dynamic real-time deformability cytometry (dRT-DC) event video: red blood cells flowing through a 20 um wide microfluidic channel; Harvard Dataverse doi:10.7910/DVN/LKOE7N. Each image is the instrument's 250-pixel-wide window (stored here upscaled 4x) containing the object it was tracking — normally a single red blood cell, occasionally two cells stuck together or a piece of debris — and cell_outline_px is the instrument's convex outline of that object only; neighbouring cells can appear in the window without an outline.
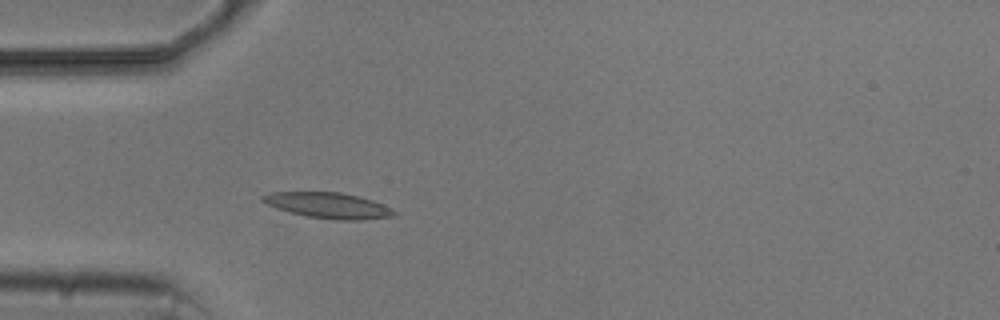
{"species": "common noctule bat (a hibernating species)", "species_latin": "Nyctalus noctula", "temperature_condition": "cold", "stored_images_in_passage": 4, "camera_frame_rate_fps": 3000, "um_per_image_px": 0.085, "animal": {"sex": "male", "body_mass_g": 20.5, "forearm_length_mm": 52.5}, "frame": {"image": 1, "passage_image": 4, "time_ms": 4.333, "image_size_px": [1000, 320], "cell_outline_px": [[400, 212], [392, 216], [364, 220], [340, 220], [308, 216], [276, 208], [260, 200], [260, 196], [272, 192], [340, 192], [372, 200], [392, 208]], "centroid_in_image_um": [27.93, 17.46], "position_along_channel_um": 57.1, "area_um2": 19.54}}